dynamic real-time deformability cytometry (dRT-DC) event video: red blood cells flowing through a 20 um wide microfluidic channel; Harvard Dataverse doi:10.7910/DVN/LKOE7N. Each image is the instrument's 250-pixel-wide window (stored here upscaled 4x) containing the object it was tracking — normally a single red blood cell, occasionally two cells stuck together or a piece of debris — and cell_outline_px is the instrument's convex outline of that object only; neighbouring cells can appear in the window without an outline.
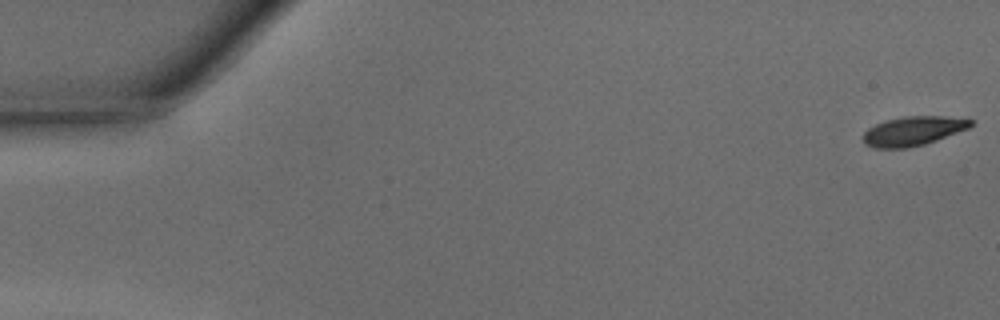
{"species": "common noctule bat (a hibernating species)", "species_latin": "Nyctalus noctula", "temperature_condition": "warm", "stored_images_in_passage": 12, "camera_frame_rate_fps": 3000, "um_per_image_px": 0.085, "animal": {"sex": "male", "body_mass_g": 15.6}, "frame": {"image": 1, "passage_image": 1, "time_ms": 0.0, "image_size_px": [1000, 320], "cell_outline_px": [[972, 124], [968, 128], [936, 140], [924, 144], [908, 148], [872, 148], [864, 144], [860, 136], [868, 128], [884, 120], [904, 116], [944, 116], [972, 120]], "centroid_in_image_um": [77.52, 11.14], "position_along_channel_um": 7.5, "area_um2": 18.38}}